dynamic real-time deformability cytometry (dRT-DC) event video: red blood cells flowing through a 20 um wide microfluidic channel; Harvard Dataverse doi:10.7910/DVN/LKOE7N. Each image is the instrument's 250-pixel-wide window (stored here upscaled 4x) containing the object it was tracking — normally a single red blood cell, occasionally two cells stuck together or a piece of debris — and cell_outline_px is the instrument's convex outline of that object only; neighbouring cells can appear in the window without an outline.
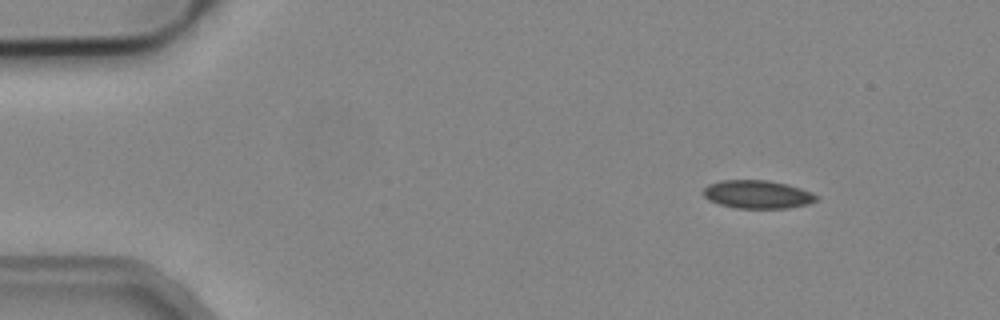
{"species": "common noctule bat (a hibernating species)", "species_latin": "Nyctalus noctula", "temperature_condition": "cold", "stored_images_in_passage": 5, "camera_frame_rate_fps": 3000, "um_per_image_px": 0.085, "animal": {"sex": "male", "body_mass_g": 19.2, "forearm_length_mm": 51.8}, "frame": {"image": 1, "passage_image": 1, "time_ms": 0.0, "image_size_px": [1000, 320], "cell_outline_px": [[820, 196], [816, 200], [808, 204], [788, 208], [736, 208], [720, 204], [708, 200], [704, 196], [704, 188], [708, 184], [720, 180], [768, 180], [788, 184], [812, 192]], "centroid_in_image_um": [64.4, 16.52], "position_along_channel_um": 20.6, "area_um2": 18.67}}
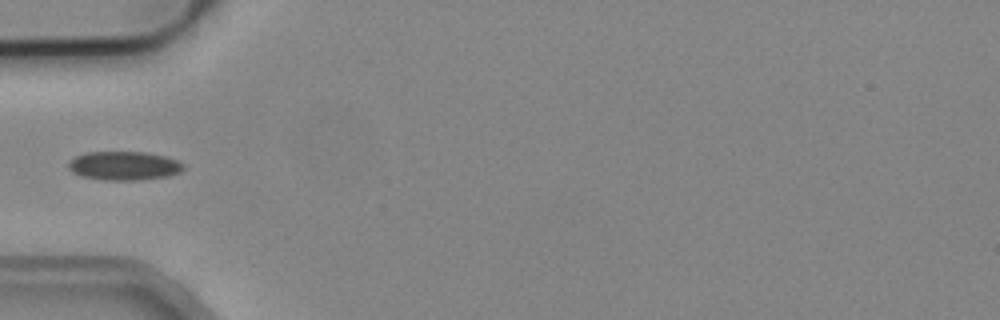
{"frame": {"image": 2, "passage_image": 4, "time_ms": 1.0, "image_size_px": [1000, 320], "cell_outline_px": [[184, 168], [180, 172], [168, 176], [140, 180], [100, 180], [80, 176], [72, 172], [68, 168], [68, 164], [76, 156], [88, 152], [148, 152], [164, 156], [176, 160], [184, 164]], "centroid_in_image_um": [10.54, 14.1], "position_along_channel_um": 74.5, "area_um2": 19.36}}